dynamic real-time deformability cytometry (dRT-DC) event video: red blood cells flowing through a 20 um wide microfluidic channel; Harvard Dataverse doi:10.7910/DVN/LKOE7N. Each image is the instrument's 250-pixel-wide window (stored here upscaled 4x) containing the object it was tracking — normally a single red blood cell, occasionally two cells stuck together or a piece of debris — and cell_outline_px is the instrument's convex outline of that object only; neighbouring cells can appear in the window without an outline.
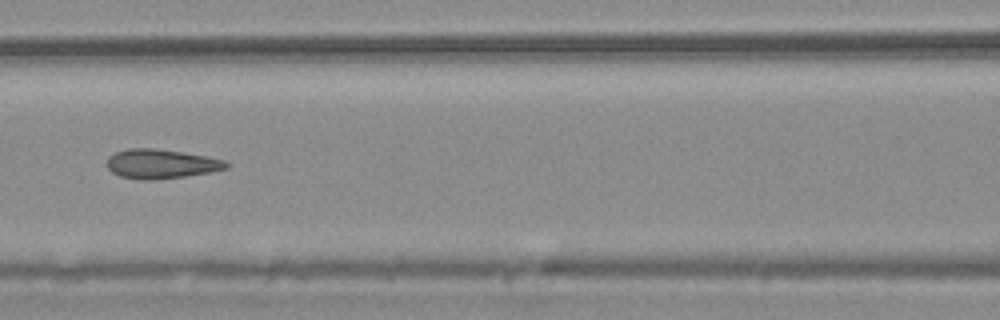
{"species": "common noctule bat (a hibernating species)", "species_latin": "Nyctalus noctula", "temperature_condition": "warm", "stored_images_in_passage": 33, "camera_frame_rate_fps": 3000, "um_per_image_px": 0.085, "animal": {"sex": "male", "body_mass_g": 20.4}, "frame": {"image": 1, "passage_image": 24, "time_ms": 7.667, "image_size_px": [1000, 320], "cell_outline_px": [[232, 164], [228, 168], [212, 172], [184, 176], [152, 180], [140, 180], [120, 176], [112, 172], [108, 168], [108, 156], [116, 152], [128, 148], [152, 148], [180, 152], [204, 156], [224, 160]], "centroid_in_image_um": [13.7, 13.94], "position_along_channel_um": 152.9, "area_um2": 20.29}}